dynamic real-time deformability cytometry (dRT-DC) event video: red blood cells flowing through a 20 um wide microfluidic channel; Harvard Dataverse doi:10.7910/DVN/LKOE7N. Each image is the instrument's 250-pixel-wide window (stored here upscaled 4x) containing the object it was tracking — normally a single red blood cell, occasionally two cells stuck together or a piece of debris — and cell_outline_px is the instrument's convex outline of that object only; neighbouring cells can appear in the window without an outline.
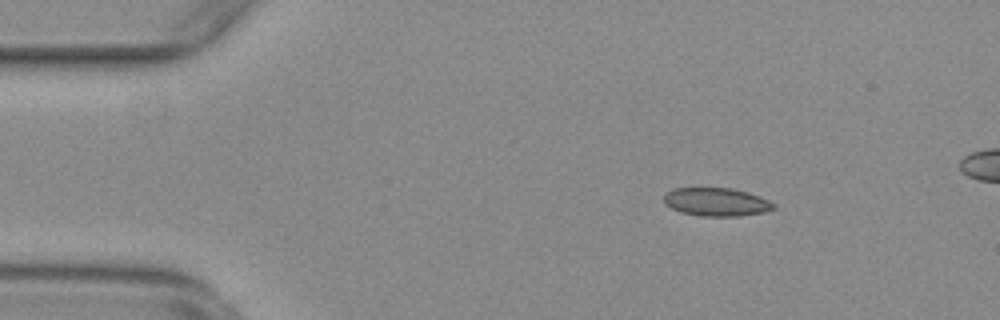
{"species": "common noctule bat (a hibernating species)", "species_latin": "Nyctalus noctula", "temperature_condition": "warm", "stored_images_in_passage": 53, "camera_frame_rate_fps": 3000, "um_per_image_px": 0.085, "animal": {"sex": "female", "body_mass_g": 29.2, "forearm_length_mm": 56.3}, "frame": {"image": 1, "passage_image": 9, "time_ms": 2.667, "image_size_px": [1000, 320], "cell_outline_px": [[776, 208], [764, 212], [740, 216], [700, 216], [680, 212], [664, 204], [664, 192], [676, 188], [732, 188], [748, 192], [760, 196], [776, 204]], "centroid_in_image_um": [60.89, 17.16], "position_along_channel_um": 24.1, "area_um2": 18.26}}
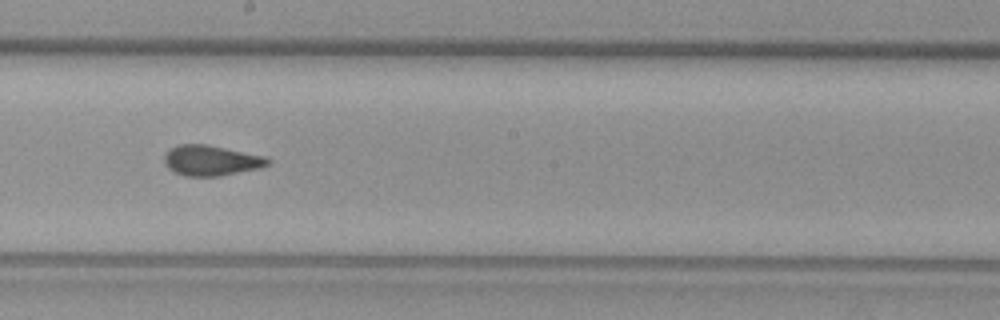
{"frame": {"image": 2, "passage_image": 31, "time_ms": 10.0, "image_size_px": [1000, 320], "cell_outline_px": [[272, 160], [268, 164], [260, 168], [220, 176], [184, 176], [168, 168], [164, 160], [164, 156], [168, 148], [180, 144], [208, 144], [268, 156]], "centroid_in_image_um": [17.98, 13.62], "position_along_channel_um": 230.2, "area_um2": 18.61}}
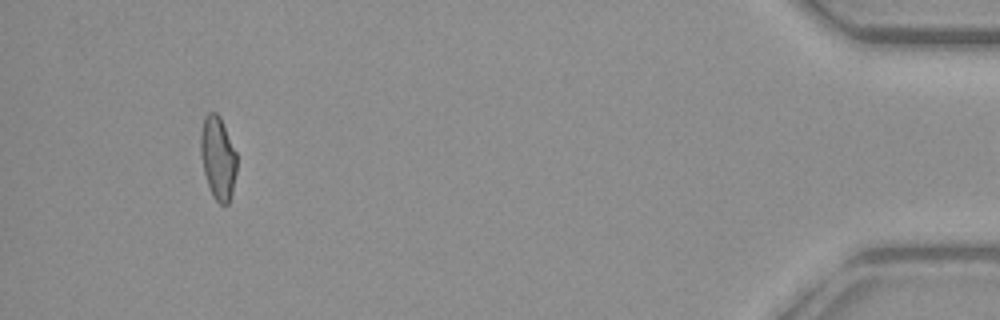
{"frame": {"image": 3, "passage_image": 52, "time_ms": 17.0, "image_size_px": [1000, 320], "cell_outline_px": [[236, 172], [232, 192], [228, 204], [220, 204], [212, 196], [204, 172], [200, 156], [200, 132], [204, 116], [208, 112], [216, 112], [220, 116], [236, 152]], "centroid_in_image_um": [18.5, 13.39], "position_along_channel_um": 416.7, "area_um2": 17.57}}